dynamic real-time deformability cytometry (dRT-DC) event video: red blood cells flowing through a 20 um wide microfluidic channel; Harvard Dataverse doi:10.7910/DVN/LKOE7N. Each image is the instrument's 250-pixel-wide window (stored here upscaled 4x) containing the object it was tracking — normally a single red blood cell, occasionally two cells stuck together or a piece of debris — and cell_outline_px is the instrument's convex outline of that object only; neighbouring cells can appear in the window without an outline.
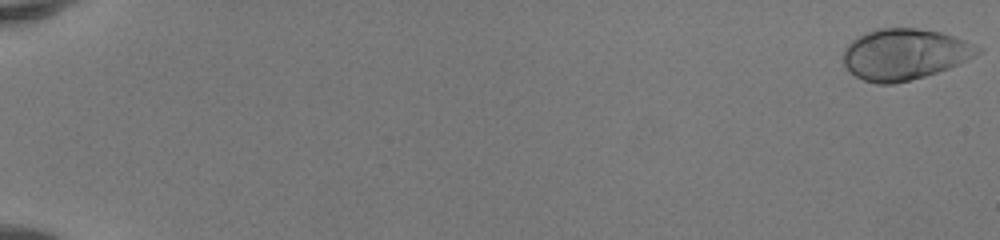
{"species": "human", "species_latin": "Homo sapiens", "temperature_condition": "room temperature", "stored_images_in_passage": 52, "camera_frame_rate_fps": 3000, "um_per_image_px": 0.085, "donor": {"sex": "female"}, "frame": {"image": 1, "passage_image": 1, "time_ms": 0.0, "image_size_px": [1000, 240], "cell_outline_px": [[984, 48], [976, 56], [960, 64], [924, 76], [892, 84], [876, 84], [864, 80], [856, 76], [844, 64], [844, 48], [852, 40], [876, 28], [916, 28], [940, 32], [964, 40]], "centroid_in_image_um": [76.91, 4.61], "position_along_channel_um": 8.1, "area_um2": 39.71}}
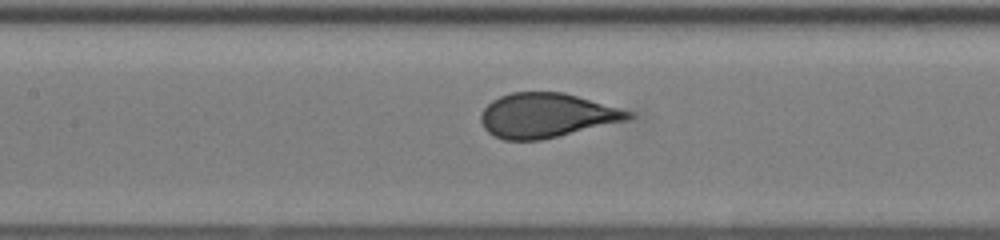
{"frame": {"image": 2, "passage_image": 27, "time_ms": 8.667, "image_size_px": [1000, 240], "cell_outline_px": [[636, 116], [628, 120], [540, 140], [504, 140], [492, 136], [484, 128], [480, 120], [480, 112], [492, 100], [500, 96], [512, 92], [564, 92], [632, 112]], "centroid_in_image_um": [46.41, 9.81], "position_along_channel_um": 161.0, "area_um2": 38.09}}
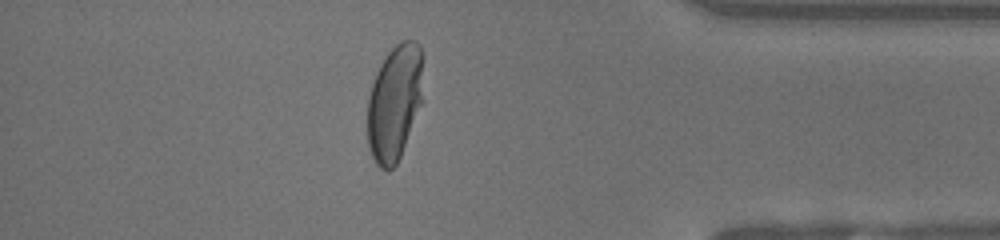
{"frame": {"image": 3, "passage_image": 46, "time_ms": 15.0, "image_size_px": [1000, 240], "cell_outline_px": [[424, 56], [420, 104], [400, 156], [396, 164], [388, 172], [380, 168], [376, 164], [372, 156], [368, 144], [368, 96], [376, 72], [380, 64], [388, 52], [400, 40], [416, 40], [420, 44]], "centroid_in_image_um": [33.53, 8.67], "position_along_channel_um": 401.7, "area_um2": 37.57}, "authors_computed_cell_mechanics": {"area_um2": 38.0902, "velocity_mm_per_s": 4.1542, "shape_relaxation_time_tau1_ms": 3.6504, "shape_relaxation_time_tau2_ms": null, "deformation_change_tau1": 0.2044, "deformation_change_tau2": null}}